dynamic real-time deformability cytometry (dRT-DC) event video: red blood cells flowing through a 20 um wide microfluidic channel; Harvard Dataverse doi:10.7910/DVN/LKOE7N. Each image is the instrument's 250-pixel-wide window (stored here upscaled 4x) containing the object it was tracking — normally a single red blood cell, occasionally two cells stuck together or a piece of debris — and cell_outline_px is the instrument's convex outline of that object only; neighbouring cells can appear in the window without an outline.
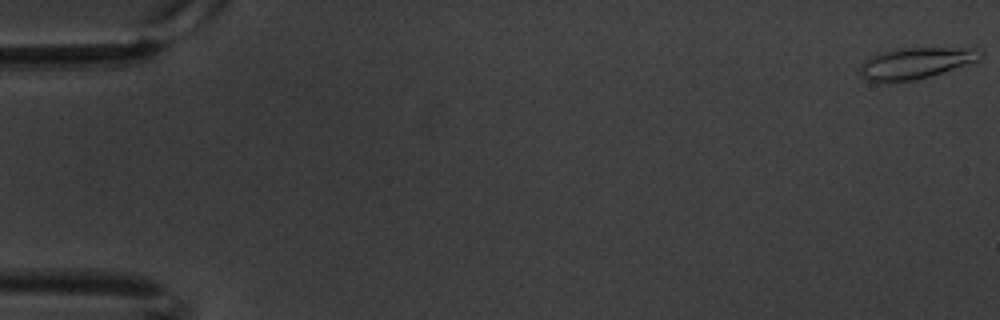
{"species": "common noctule bat (a hibernating species)", "species_latin": "Nyctalus noctula", "temperature_condition": "warm", "stored_images_in_passage": 4, "camera_frame_rate_fps": 3000, "um_per_image_px": 0.085, "animal": {"sex": "male", "body_mass_g": 20.1, "forearm_length_mm": 53.5}, "frame": {"image": 1, "passage_image": 1, "time_ms": 0.0, "image_size_px": [1000, 320], "cell_outline_px": [[984, 56], [976, 60], [916, 80], [868, 80], [860, 76], [860, 64], [868, 56], [876, 52], [896, 48], [976, 48], [984, 52]], "centroid_in_image_um": [77.77, 5.32], "position_along_channel_um": 7.2, "area_um2": 21.5}}